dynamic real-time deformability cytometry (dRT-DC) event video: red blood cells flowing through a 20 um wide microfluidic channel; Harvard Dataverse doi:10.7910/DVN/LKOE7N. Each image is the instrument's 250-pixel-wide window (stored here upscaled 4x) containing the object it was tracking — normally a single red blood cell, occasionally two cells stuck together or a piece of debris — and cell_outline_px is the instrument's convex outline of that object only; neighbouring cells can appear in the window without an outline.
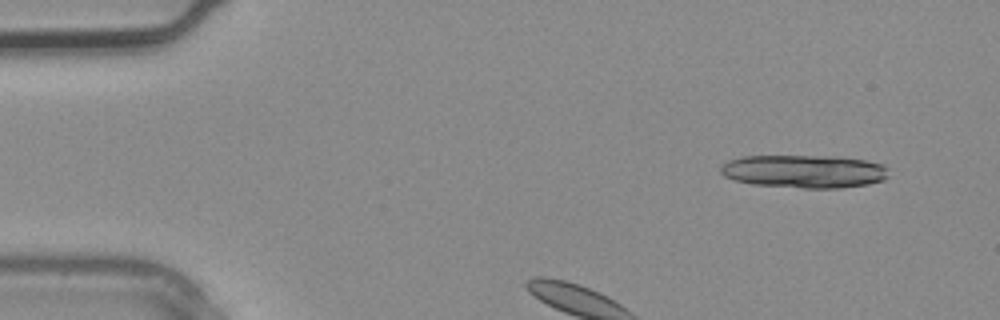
{"species": "common noctule bat (a hibernating species)", "species_latin": "Nyctalus noctula", "temperature_condition": "warm", "stored_images_in_passage": 4, "segment_of_instrument_passage": [2, 2], "camera_frame_rate_fps": 3000, "um_per_image_px": 0.085, "animal": {"sex": "male", "body_mass_g": 20.4}, "frame": {"image": 1, "passage_image": 4, "time_ms": 1.0, "image_size_px": [1000, 320], "cell_outline_px": [[888, 176], [884, 180], [868, 184], [840, 188], [800, 188], [752, 184], [732, 180], [724, 176], [720, 172], [720, 164], [728, 160], [744, 156], [836, 156], [864, 160], [884, 164], [888, 168]], "centroid_in_image_um": [68.34, 14.57], "position_along_channel_um": 16.7, "area_um2": 32.77}}